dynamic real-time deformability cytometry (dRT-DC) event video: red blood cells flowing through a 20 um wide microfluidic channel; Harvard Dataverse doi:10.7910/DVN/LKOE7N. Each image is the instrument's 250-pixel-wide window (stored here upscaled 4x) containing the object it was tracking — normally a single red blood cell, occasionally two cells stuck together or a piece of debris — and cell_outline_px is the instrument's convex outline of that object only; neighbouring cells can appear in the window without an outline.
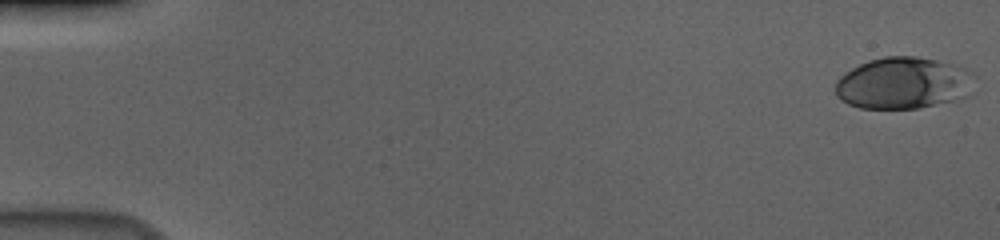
{"species": "human", "species_latin": "Homo sapiens", "temperature_condition": "cold", "stored_images_in_passage": 56, "camera_frame_rate_fps": 3000, "um_per_image_px": 0.085, "donor": {"sex": "male"}, "frame": {"image": 1, "passage_image": 1, "time_ms": 0.0, "image_size_px": [1000, 240], "cell_outline_px": [[976, 76], [968, 96], [920, 108], [860, 108], [848, 104], [840, 100], [836, 96], [836, 80], [840, 76], [852, 68], [868, 60], [884, 56], [916, 56], [956, 64], [972, 72]], "centroid_in_image_um": [76.79, 7.05], "position_along_channel_um": 8.2, "area_um2": 42.19}}
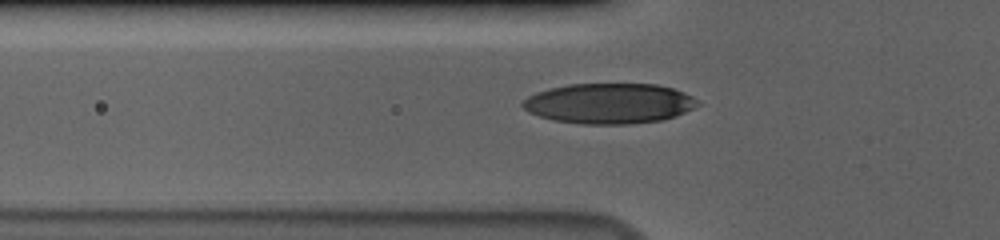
{"frame": {"image": 2, "passage_image": 20, "time_ms": 6.333, "image_size_px": [1000, 240], "cell_outline_px": [[700, 104], [676, 116], [664, 120], [628, 124], [580, 124], [552, 120], [528, 112], [520, 104], [528, 96], [536, 92], [568, 84], [656, 84], [672, 88], [684, 92], [692, 96]], "centroid_in_image_um": [51.77, 8.8], "position_along_channel_um": 74.0, "area_um2": 41.15}}
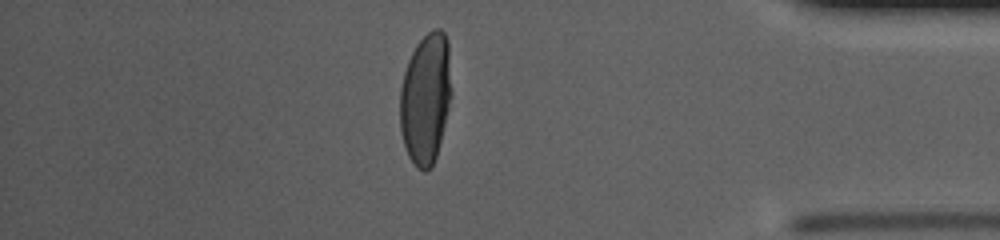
{"frame": {"image": 3, "passage_image": 49, "time_ms": 16.0, "image_size_px": [1000, 240], "cell_outline_px": [[452, 96], [436, 156], [432, 164], [424, 172], [416, 168], [408, 156], [400, 132], [400, 88], [404, 72], [408, 60], [416, 44], [432, 28], [440, 28], [444, 32], [448, 40], [452, 92]], "centroid_in_image_um": [36.18, 8.34], "position_along_channel_um": 399.0, "area_um2": 39.59}, "authors_computed_cell_mechanics": {"area_um2": 40.2866, "velocity_mm_per_s": 3.6661, "shape_relaxation_time_tau1_ms": 4.168, "shape_relaxation_time_tau2_ms": null, "deformation_change_tau1": 0.1981, "deformation_change_tau2": null}}